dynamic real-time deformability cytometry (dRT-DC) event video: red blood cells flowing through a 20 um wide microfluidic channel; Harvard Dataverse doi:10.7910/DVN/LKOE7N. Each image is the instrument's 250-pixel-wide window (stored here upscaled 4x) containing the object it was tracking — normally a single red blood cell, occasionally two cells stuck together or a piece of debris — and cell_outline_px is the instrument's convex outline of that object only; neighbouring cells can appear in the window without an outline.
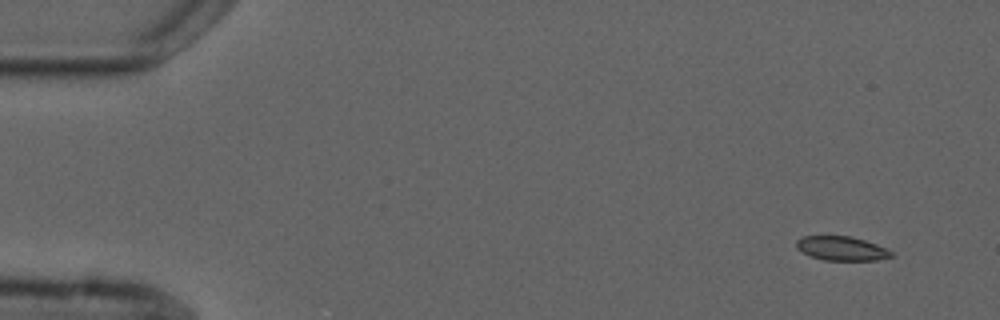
{"species": "common noctule bat (a hibernating species)", "species_latin": "Nyctalus noctula", "temperature_condition": "cold", "stored_images_in_passage": 6, "camera_frame_rate_fps": 3000, "um_per_image_px": 0.085, "animal": {"sex": "male", "forearm_length_mm": 52.5}, "frame": {"image": 1, "passage_image": 1, "time_ms": 0.0, "image_size_px": [1000, 320], "cell_outline_px": [[892, 256], [876, 260], [824, 260], [812, 256], [796, 248], [796, 240], [804, 236], [852, 236], [876, 244], [892, 252]], "centroid_in_image_um": [71.51, 21.11], "position_along_channel_um": 13.5, "area_um2": 13.12}}
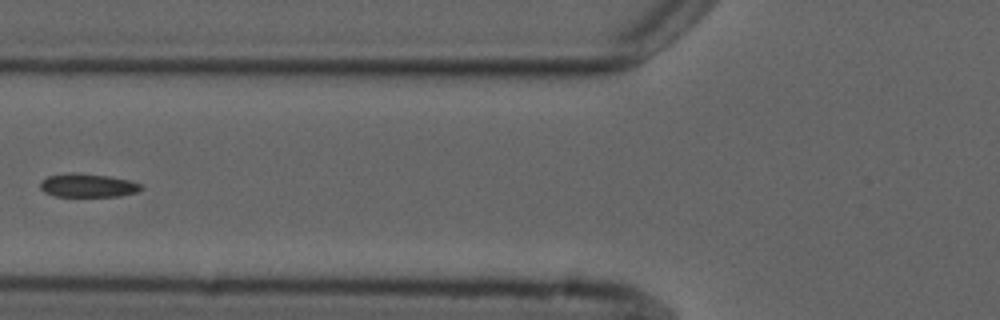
{"frame": {"image": 2, "passage_image": 5, "time_ms": 6.0, "image_size_px": [1000, 320], "cell_outline_px": [[144, 188], [136, 192], [120, 196], [56, 196], [44, 192], [40, 188], [40, 180], [48, 176], [72, 172], [108, 176], [128, 180], [140, 184]], "centroid_in_image_um": [7.43, 15.76], "position_along_channel_um": 118.4, "area_um2": 13.76}}
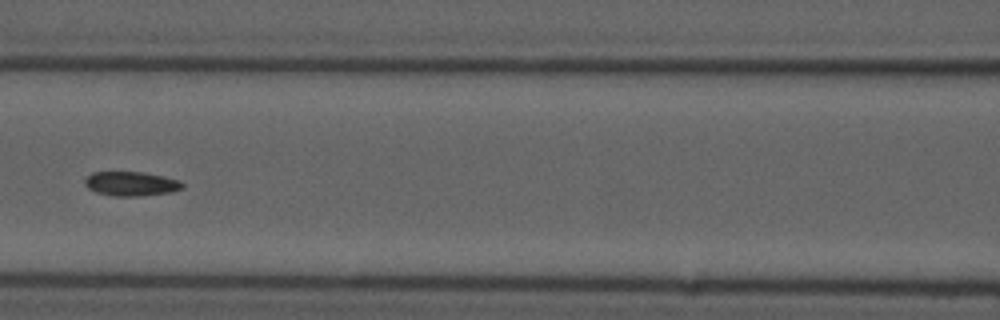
{"frame": {"image": 3, "passage_image": 6, "time_ms": 7.0, "image_size_px": [1000, 320], "cell_outline_px": [[184, 188], [168, 192], [136, 196], [112, 196], [96, 192], [88, 188], [84, 184], [84, 180], [92, 172], [144, 172], [164, 176], [180, 180], [184, 184]], "centroid_in_image_um": [11.14, 15.61], "position_along_channel_um": 155.5, "area_um2": 13.81}}